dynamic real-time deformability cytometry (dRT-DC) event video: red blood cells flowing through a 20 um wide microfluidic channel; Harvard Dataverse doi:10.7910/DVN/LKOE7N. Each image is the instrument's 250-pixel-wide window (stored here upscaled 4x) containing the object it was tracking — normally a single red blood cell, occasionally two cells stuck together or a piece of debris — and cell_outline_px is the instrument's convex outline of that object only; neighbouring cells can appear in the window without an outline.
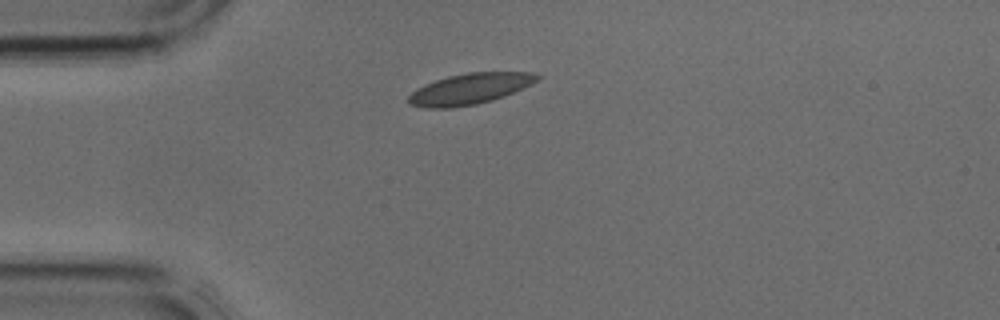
{"species": "common noctule bat (a hibernating species)", "species_latin": "Nyctalus noctula", "temperature_condition": "cold", "stored_images_in_passage": 2, "camera_frame_rate_fps": 3000, "um_per_image_px": 0.085, "animal": {"sex": "male", "body_mass_g": 17.9, "forearm_length_mm": 54.2}, "frame": {"image": 1, "passage_image": 1, "time_ms": 0.0, "image_size_px": [1000, 320], "cell_outline_px": [[544, 76], [524, 88], [504, 96], [492, 100], [476, 104], [452, 108], [424, 108], [408, 104], [408, 96], [416, 88], [424, 84], [448, 76], [468, 72], [532, 72]], "centroid_in_image_um": [39.93, 7.55], "position_along_channel_um": 45.1, "area_um2": 23.35}}